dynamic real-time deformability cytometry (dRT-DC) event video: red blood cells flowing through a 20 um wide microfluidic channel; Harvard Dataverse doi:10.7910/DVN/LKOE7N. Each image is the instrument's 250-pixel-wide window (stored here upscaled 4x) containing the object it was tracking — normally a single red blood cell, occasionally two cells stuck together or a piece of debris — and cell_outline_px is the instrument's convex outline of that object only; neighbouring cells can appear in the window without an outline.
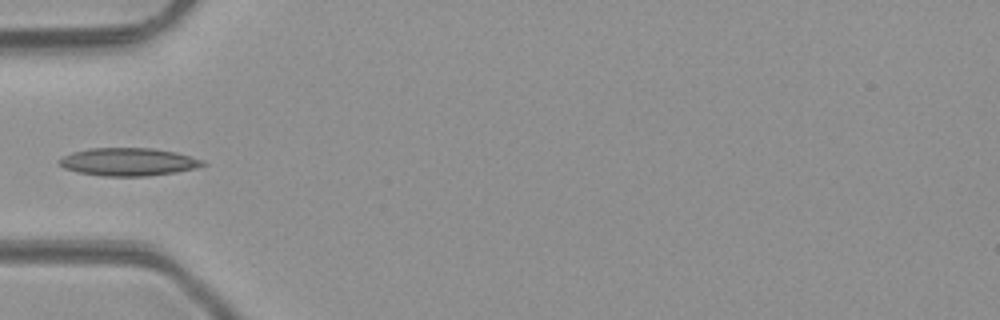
{"species": "common noctule bat (a hibernating species)", "species_latin": "Nyctalus noctula", "temperature_condition": "room temperature", "stored_images_in_passage": 5, "camera_frame_rate_fps": 3000, "um_per_image_px": 0.085, "animal": {"sex": "male", "body_mass_g": 23.1, "forearm_length_mm": 52.7}, "frame": {"image": 1, "passage_image": 4, "time_ms": 3.667, "image_size_px": [1000, 320], "cell_outline_px": [[208, 164], [196, 168], [176, 172], [148, 176], [104, 176], [80, 172], [64, 168], [56, 160], [72, 152], [92, 148], [152, 148], [176, 152], [204, 160]], "centroid_in_image_um": [10.94, 13.75], "position_along_channel_um": 74.1, "area_um2": 23.29}}
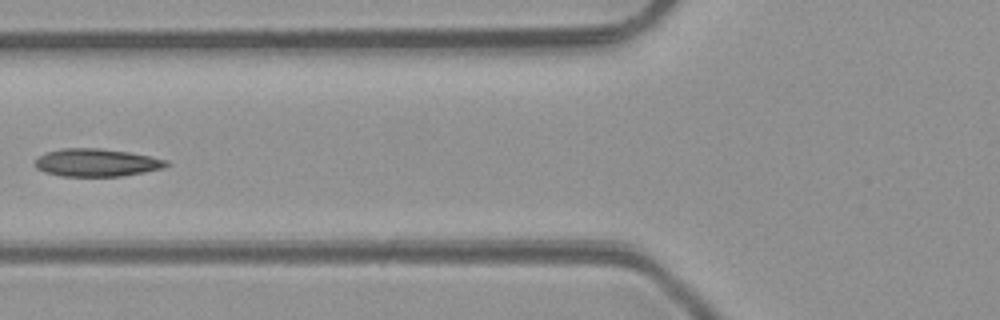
{"frame": {"image": 2, "passage_image": 5, "time_ms": 4.667, "image_size_px": [1000, 320], "cell_outline_px": [[168, 164], [164, 168], [144, 172], [120, 176], [60, 176], [44, 172], [36, 168], [32, 164], [44, 152], [64, 148], [100, 148], [128, 152], [168, 160]], "centroid_in_image_um": [8.16, 13.82], "position_along_channel_um": 117.6, "area_um2": 21.27}}